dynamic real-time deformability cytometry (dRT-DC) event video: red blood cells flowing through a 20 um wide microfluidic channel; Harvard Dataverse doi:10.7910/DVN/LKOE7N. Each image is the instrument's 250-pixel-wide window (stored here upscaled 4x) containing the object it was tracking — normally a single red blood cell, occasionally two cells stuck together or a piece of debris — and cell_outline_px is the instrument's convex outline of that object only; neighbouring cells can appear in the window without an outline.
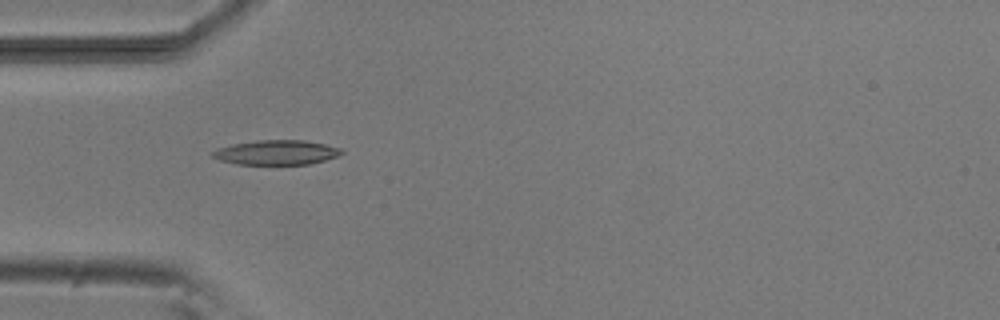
{"species": "common noctule bat (a hibernating species)", "species_latin": "Nyctalus noctula", "temperature_condition": "room temperature", "stored_images_in_passage": 6, "camera_frame_rate_fps": 3000, "um_per_image_px": 0.085, "animal": {"sex": "male", "body_mass_g": 20.5, "forearm_length_mm": 52.5}, "frame": {"image": 1, "passage_image": 5, "time_ms": 4.667, "image_size_px": [1000, 320], "cell_outline_px": [[344, 152], [340, 156], [308, 164], [236, 164], [220, 160], [212, 156], [212, 152], [216, 148], [232, 144], [256, 140], [304, 140], [324, 144], [340, 148]], "centroid_in_image_um": [23.49, 12.95], "position_along_channel_um": 61.5, "area_um2": 18.5}}
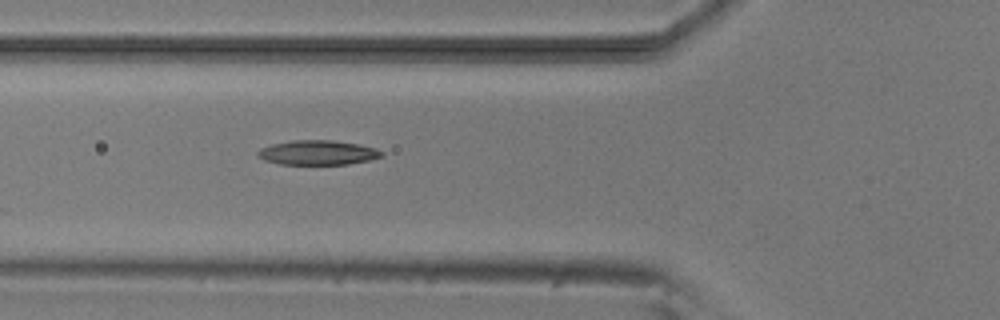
{"frame": {"image": 2, "passage_image": 6, "time_ms": 5.667, "image_size_px": [1000, 320], "cell_outline_px": [[384, 156], [368, 160], [348, 164], [280, 164], [264, 160], [256, 156], [256, 152], [260, 148], [272, 144], [292, 140], [332, 140], [356, 144], [376, 148], [384, 152]], "centroid_in_image_um": [26.98, 12.97], "position_along_channel_um": 98.8, "area_um2": 17.74}}